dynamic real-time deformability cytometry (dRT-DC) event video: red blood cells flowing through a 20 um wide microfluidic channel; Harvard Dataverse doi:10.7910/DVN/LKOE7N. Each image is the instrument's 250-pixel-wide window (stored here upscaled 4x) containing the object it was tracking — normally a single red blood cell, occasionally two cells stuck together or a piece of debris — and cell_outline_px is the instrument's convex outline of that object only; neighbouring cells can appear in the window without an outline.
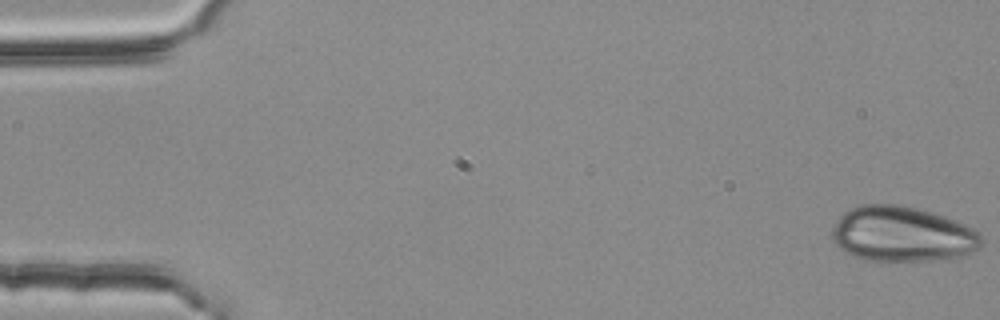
{"species": "common noctule bat (a hibernating species)", "species_latin": "Nyctalus noctula", "temperature_condition": "room temperature", "stored_images_in_passage": 4, "camera_frame_rate_fps": 3000, "um_per_image_px": 0.085, "animal": {"sex": "female", "body_mass_g": 25.1}, "frame": {"image": 1, "passage_image": 1, "time_ms": 0.0, "image_size_px": [1000, 320], "cell_outline_px": [[984, 240], [980, 248], [968, 256], [936, 260], [864, 260], [852, 256], [844, 252], [832, 240], [832, 228], [836, 220], [844, 212], [852, 208], [864, 204], [900, 204], [932, 212], [944, 216], [964, 224], [980, 232]], "centroid_in_image_um": [76.72, 19.91], "position_along_channel_um": 8.3, "area_um2": 48.55}}